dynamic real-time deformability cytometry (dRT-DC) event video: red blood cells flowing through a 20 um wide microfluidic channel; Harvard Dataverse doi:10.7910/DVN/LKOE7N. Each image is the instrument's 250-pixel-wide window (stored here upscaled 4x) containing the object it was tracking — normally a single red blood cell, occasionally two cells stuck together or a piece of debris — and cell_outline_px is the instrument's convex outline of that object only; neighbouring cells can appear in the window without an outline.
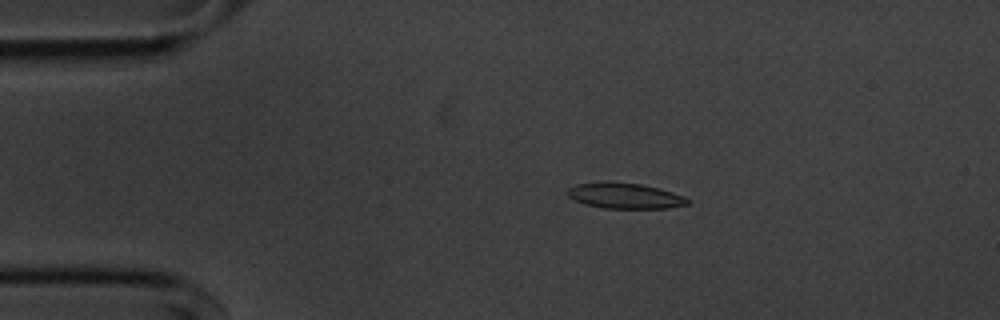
{"species": "common noctule bat (a hibernating species)", "species_latin": "Nyctalus noctula", "temperature_condition": "cold", "stored_images_in_passage": 55, "camera_frame_rate_fps": 3000, "um_per_image_px": 0.085, "animal": {"sex": "male", "body_mass_g": 20.1, "forearm_length_mm": 53.5}, "frame": {"image": 1, "passage_image": 11, "time_ms": 3.333, "image_size_px": [1000, 320], "cell_outline_px": [[688, 204], [668, 208], [604, 208], [584, 204], [568, 196], [568, 188], [576, 184], [640, 184], [660, 188], [672, 192], [688, 200]], "centroid_in_image_um": [53.13, 16.68], "position_along_channel_um": 31.9, "area_um2": 16.99}}
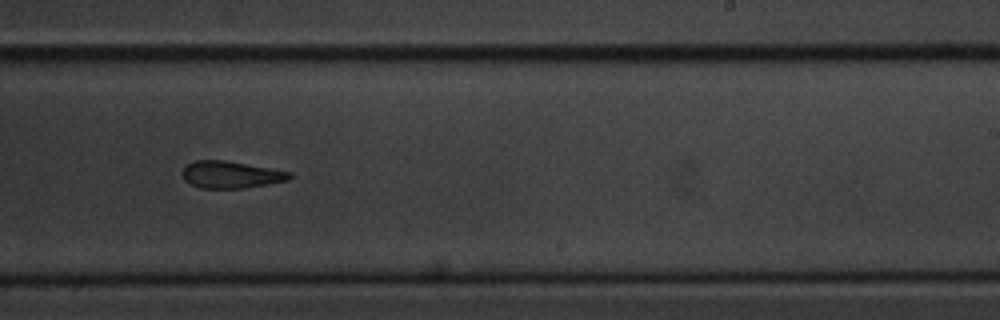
{"frame": {"image": 2, "passage_image": 34, "time_ms": 11.0, "image_size_px": [1000, 320], "cell_outline_px": [[292, 176], [288, 180], [244, 188], [200, 188], [184, 180], [184, 168], [188, 164], [196, 160], [224, 160], [292, 172]], "centroid_in_image_um": [19.64, 14.84], "position_along_channel_um": 269.4, "area_um2": 16.59}}
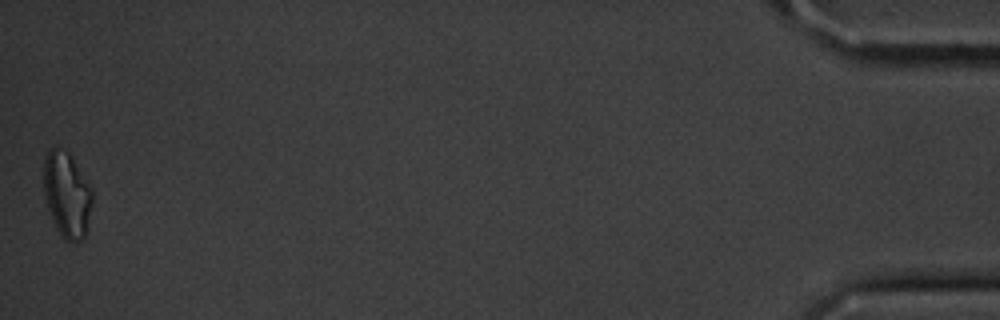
{"frame": {"image": 3, "passage_image": 55, "time_ms": 18.0, "image_size_px": [1000, 320], "cell_outline_px": [[92, 200], [88, 232], [84, 240], [64, 240], [60, 236], [56, 228], [48, 208], [44, 196], [44, 160], [48, 152], [52, 148], [60, 148], [68, 152], [72, 156], [92, 188]], "centroid_in_image_um": [5.71, 16.57], "position_along_channel_um": 429.5, "area_um2": 24.39}, "authors_computed_cell_mechanics": {"area_um2": 18.0336, "velocity_mm_per_s": 3.6416, "shape_relaxation_time_tau1_ms": 7.6009, "shape_relaxation_time_tau2_ms": 7.5508, "deformation_change_tau1": 0.1766, "deformation_change_tau2": 0.1806}}